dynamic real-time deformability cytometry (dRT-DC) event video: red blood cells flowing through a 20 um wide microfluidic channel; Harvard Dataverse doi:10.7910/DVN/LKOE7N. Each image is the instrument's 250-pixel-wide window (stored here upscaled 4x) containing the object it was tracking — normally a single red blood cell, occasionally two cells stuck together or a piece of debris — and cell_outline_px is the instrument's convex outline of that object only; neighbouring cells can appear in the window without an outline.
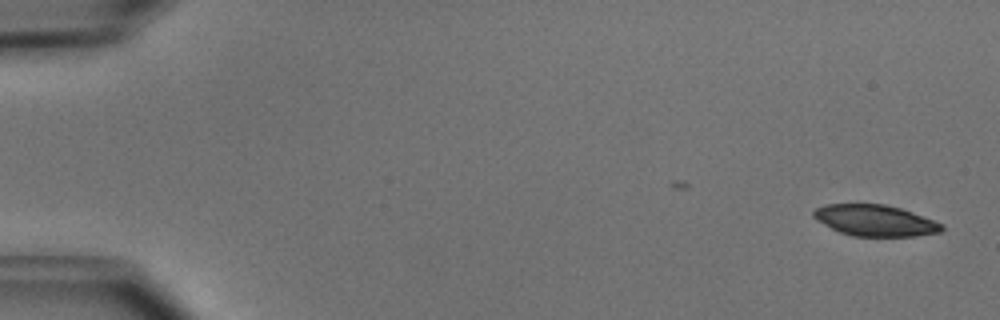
{"species": "common noctule bat (a hibernating species)", "species_latin": "Nyctalus noctula", "temperature_condition": "cold", "stored_images_in_passage": 41, "camera_frame_rate_fps": 3000, "um_per_image_px": 0.085, "animal": {"sex": "male", "body_mass_g": 15.6}, "frame": {"image": 1, "passage_image": 1, "time_ms": 0.0, "image_size_px": [1000, 320], "cell_outline_px": [[944, 228], [940, 232], [916, 236], [852, 236], [840, 232], [816, 220], [812, 216], [812, 212], [816, 208], [828, 204], [884, 204], [900, 208], [912, 212], [944, 224]], "centroid_in_image_um": [74.39, 18.74], "position_along_channel_um": 10.6, "area_um2": 23.24}}
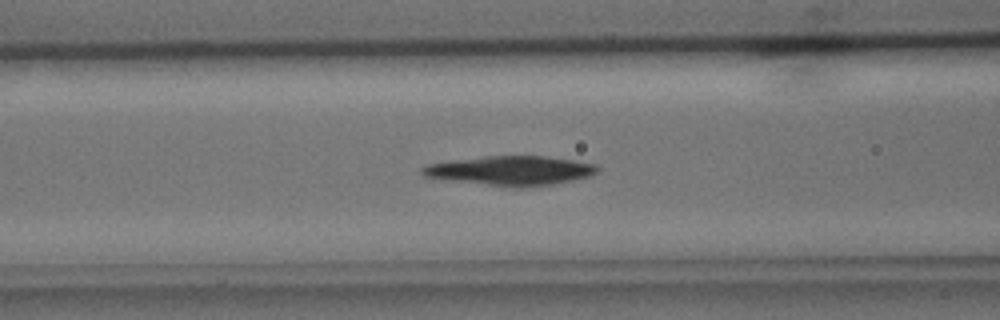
{"frame": {"image": 2, "passage_image": 20, "time_ms": 6.333, "image_size_px": [1000, 320], "cell_outline_px": [[600, 168], [596, 172], [588, 176], [572, 180], [552, 184], [520, 188], [424, 176], [420, 172], [420, 168], [428, 164], [452, 160], [484, 156], [544, 156], [576, 160], [596, 164]], "centroid_in_image_um": [43.45, 14.48], "position_along_channel_um": 123.2, "area_um2": 29.54}}
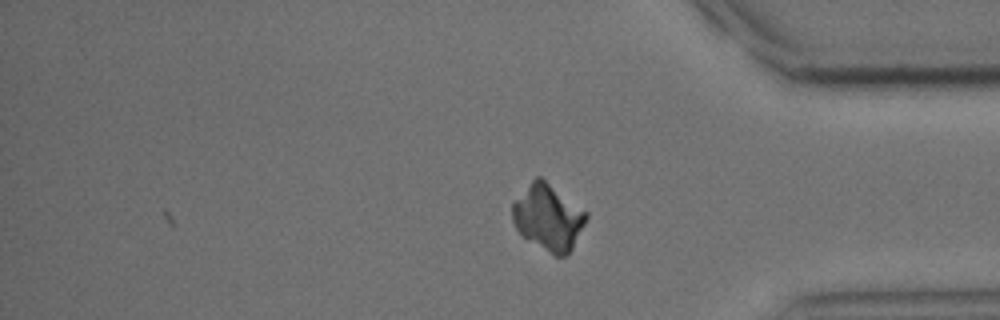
{"frame": {"image": 3, "passage_image": 41, "time_ms": 13.333, "image_size_px": [1000, 320], "cell_outline_px": [[588, 216], [568, 256], [556, 256], [524, 236], [516, 228], [512, 220], [512, 204], [532, 180], [536, 176], [540, 176], [588, 212]], "centroid_in_image_um": [46.61, 18.46], "position_along_channel_um": 388.6, "area_um2": 27.8}, "authors_computed_cell_mechanics": {"area_um2": 29.0156, "velocity_mm_per_s": 3.9827, "shape_relaxation_time_tau1_ms": 2.9229, "shape_relaxation_time_tau2_ms": null, "deformation_change_tau1": 0.1039, "deformation_change_tau2": null}}